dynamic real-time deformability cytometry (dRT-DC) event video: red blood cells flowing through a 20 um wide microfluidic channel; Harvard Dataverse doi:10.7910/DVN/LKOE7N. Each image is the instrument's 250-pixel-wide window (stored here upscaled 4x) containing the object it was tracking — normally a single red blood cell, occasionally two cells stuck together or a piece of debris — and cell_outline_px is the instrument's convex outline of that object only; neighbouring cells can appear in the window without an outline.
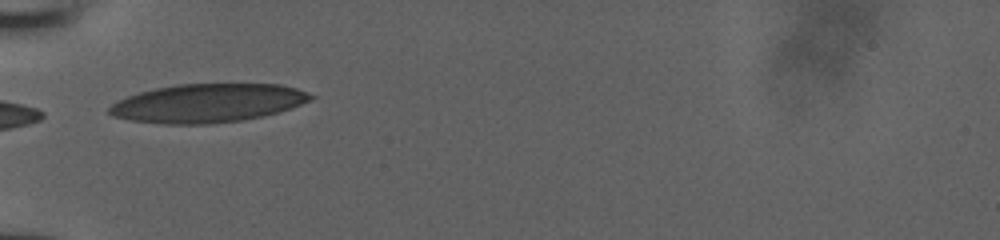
{"species": "human", "species_latin": "Homo sapiens", "temperature_condition": "room temperature", "stored_images_in_passage": 22, "camera_frame_rate_fps": 3000, "um_per_image_px": 0.085, "donor": {"sex": "male"}, "frame": {"image": 1, "passage_image": 1, "time_ms": 0.0, "image_size_px": [1000, 240], "cell_outline_px": [[316, 96], [292, 108], [280, 112], [240, 120], [208, 124], [164, 124], [132, 120], [112, 116], [108, 112], [108, 108], [112, 104], [128, 96], [140, 92], [156, 88], [176, 84], [280, 84], [296, 88]], "centroid_in_image_um": [17.65, 8.76], "position_along_channel_um": 67.4, "area_um2": 44.97}}
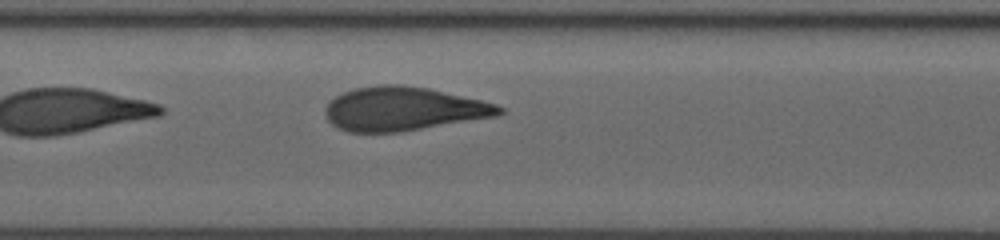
{"frame": {"image": 2, "passage_image": 9, "time_ms": 2.667, "image_size_px": [1000, 240], "cell_outline_px": [[504, 112], [500, 116], [400, 132], [348, 132], [336, 128], [328, 120], [324, 112], [324, 108], [328, 100], [352, 88], [380, 84], [404, 84], [428, 88], [480, 100], [496, 104], [504, 108]], "centroid_in_image_um": [34.26, 9.25], "position_along_channel_um": 173.1, "area_um2": 44.85}}
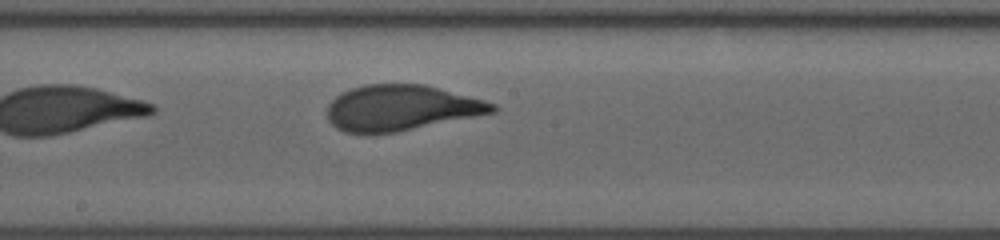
{"frame": {"image": 3, "passage_image": 12, "time_ms": 3.667, "image_size_px": [1000, 240], "cell_outline_px": [[500, 108], [496, 112], [396, 132], [344, 132], [336, 128], [328, 120], [328, 104], [336, 96], [352, 88], [364, 84], [424, 84], [484, 100], [496, 104]], "centroid_in_image_um": [34.11, 9.16], "position_along_channel_um": 214.1, "area_um2": 43.52}}